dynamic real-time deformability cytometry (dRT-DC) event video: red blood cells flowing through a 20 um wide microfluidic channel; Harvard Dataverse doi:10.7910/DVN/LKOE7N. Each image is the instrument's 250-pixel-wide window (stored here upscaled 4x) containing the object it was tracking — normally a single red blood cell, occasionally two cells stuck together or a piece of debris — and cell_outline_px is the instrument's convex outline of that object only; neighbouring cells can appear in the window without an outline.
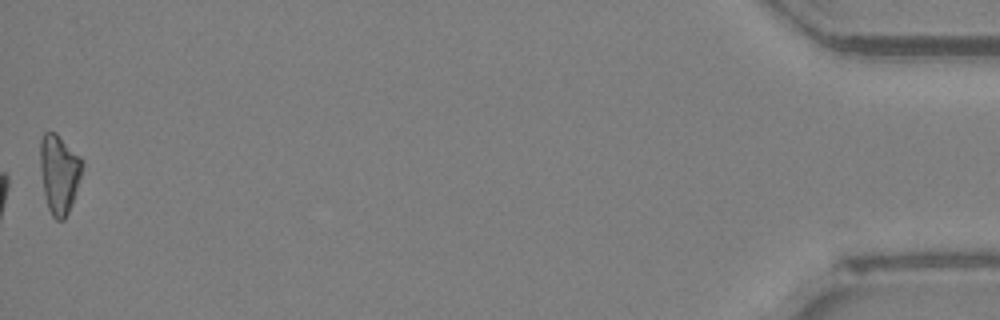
{"species": "Egyptian fruit bat (a non-hibernating species)", "species_latin": "Rousettus aegyptiacus", "temperature_condition": "room temperature", "stored_images_in_passage": 39, "camera_frame_rate_fps": 3000, "um_per_image_px": 0.085, "animal": {"sex": "female"}, "frame": {"image": 1, "passage_image": 39, "time_ms": 12.667, "image_size_px": [1000, 320], "cell_outline_px": [[84, 160], [80, 176], [68, 212], [64, 220], [56, 220], [52, 216], [48, 208], [44, 192], [40, 168], [40, 140], [44, 132], [56, 132]], "centroid_in_image_um": [5.01, 14.73], "position_along_channel_um": 430.2, "area_um2": 19.13}, "authors_computed_cell_mechanics": {"area_um2": 18.6694, "velocity_mm_per_s": 4.0108, "shape_relaxation_time_tau1_ms": null, "shape_relaxation_time_tau2_ms": 3.137, "deformation_change_tau1": null, "deformation_change_tau2": 0.1016}}